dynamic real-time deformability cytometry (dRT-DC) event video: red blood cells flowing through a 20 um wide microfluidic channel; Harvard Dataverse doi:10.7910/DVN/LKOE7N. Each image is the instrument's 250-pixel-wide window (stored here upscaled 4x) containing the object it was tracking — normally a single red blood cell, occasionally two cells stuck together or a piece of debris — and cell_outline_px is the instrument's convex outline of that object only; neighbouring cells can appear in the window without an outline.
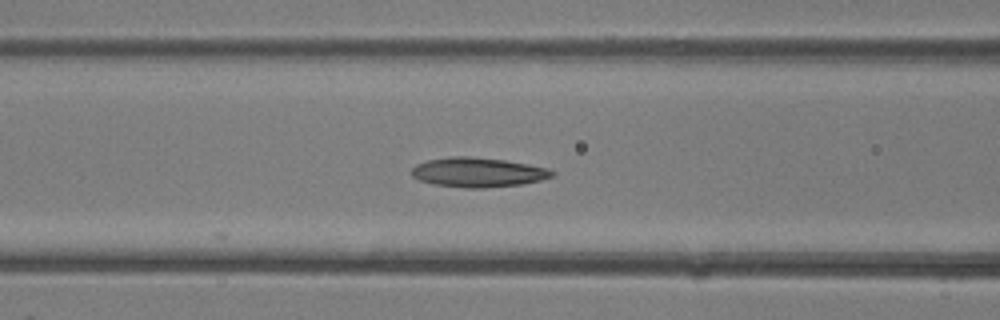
{"species": "common noctule bat (a hibernating species)", "species_latin": "Nyctalus noctula", "temperature_condition": "room temperature", "stored_images_in_passage": 37, "camera_frame_rate_fps": 3000, "um_per_image_px": 0.085, "animal": {"sex": "female"}, "frame": {"image": 1, "passage_image": 14, "time_ms": 4.333, "image_size_px": [1000, 320], "cell_outline_px": [[556, 176], [524, 184], [484, 188], [464, 188], [432, 184], [420, 180], [412, 176], [412, 168], [416, 164], [428, 160], [452, 156], [468, 156], [504, 160], [528, 164], [548, 168], [556, 172]], "centroid_in_image_um": [40.66, 14.65], "position_along_channel_um": 125.9, "area_um2": 24.33}}
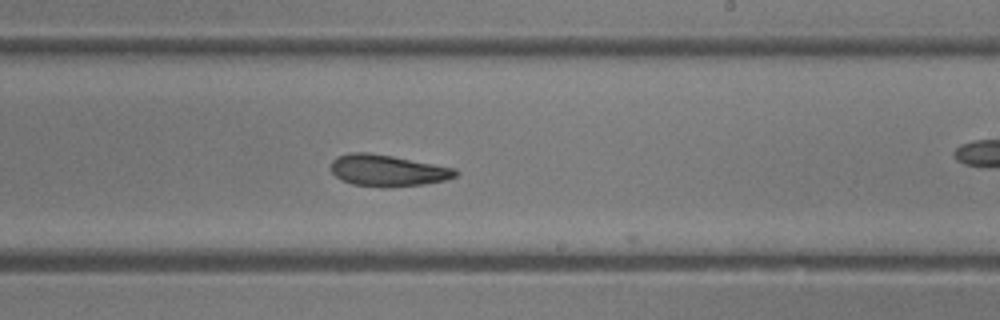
{"frame": {"image": 2, "passage_image": 21, "time_ms": 6.667, "image_size_px": [1000, 320], "cell_outline_px": [[460, 172], [456, 176], [444, 180], [424, 184], [392, 188], [380, 188], [352, 184], [340, 180], [332, 172], [332, 160], [336, 156], [348, 152], [368, 152], [392, 156], [456, 168]], "centroid_in_image_um": [32.93, 14.5], "position_along_channel_um": 256.1, "area_um2": 23.24}}
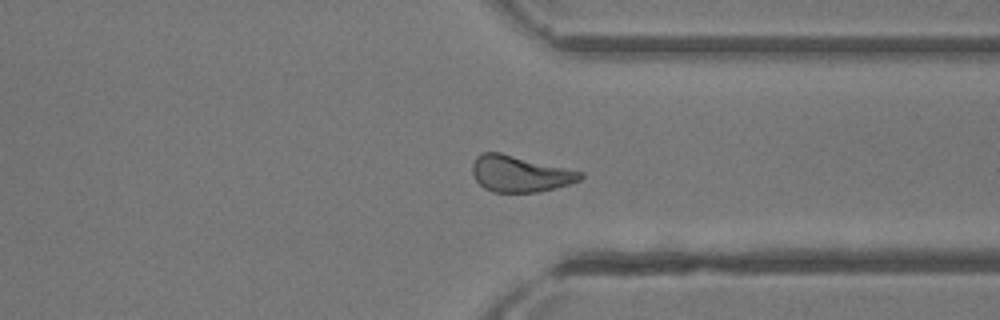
{"frame": {"image": 3, "passage_image": 27, "time_ms": 8.667, "image_size_px": [1000, 320], "cell_outline_px": [[584, 176], [580, 180], [556, 188], [540, 192], [492, 192], [484, 188], [476, 180], [472, 172], [472, 164], [476, 156], [480, 152], [500, 152], [584, 172]], "centroid_in_image_um": [44.19, 14.77], "position_along_channel_um": 367.2, "area_um2": 22.95}}